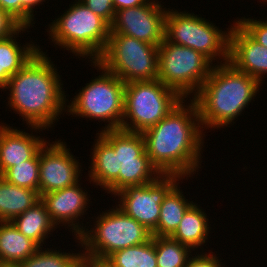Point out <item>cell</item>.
I'll return each instance as SVG.
<instances>
[{
	"label": "cell",
	"instance_id": "obj_16",
	"mask_svg": "<svg viewBox=\"0 0 267 267\" xmlns=\"http://www.w3.org/2000/svg\"><path fill=\"white\" fill-rule=\"evenodd\" d=\"M229 35V60L237 70L257 79L267 77V48L255 41L235 20Z\"/></svg>",
	"mask_w": 267,
	"mask_h": 267
},
{
	"label": "cell",
	"instance_id": "obj_6",
	"mask_svg": "<svg viewBox=\"0 0 267 267\" xmlns=\"http://www.w3.org/2000/svg\"><path fill=\"white\" fill-rule=\"evenodd\" d=\"M112 207L86 218L89 222H86V229L79 236L83 259L103 262L113 252L142 244L152 237L149 230L118 206ZM91 221H94L93 224Z\"/></svg>",
	"mask_w": 267,
	"mask_h": 267
},
{
	"label": "cell",
	"instance_id": "obj_2",
	"mask_svg": "<svg viewBox=\"0 0 267 267\" xmlns=\"http://www.w3.org/2000/svg\"><path fill=\"white\" fill-rule=\"evenodd\" d=\"M43 47L15 75L0 92L8 93L5 104L9 111L21 116L25 126L47 130L66 114L68 95L63 89L62 75ZM56 65V66H55ZM60 116V117H59Z\"/></svg>",
	"mask_w": 267,
	"mask_h": 267
},
{
	"label": "cell",
	"instance_id": "obj_8",
	"mask_svg": "<svg viewBox=\"0 0 267 267\" xmlns=\"http://www.w3.org/2000/svg\"><path fill=\"white\" fill-rule=\"evenodd\" d=\"M183 98L160 80L125 83L120 129L143 133L166 117Z\"/></svg>",
	"mask_w": 267,
	"mask_h": 267
},
{
	"label": "cell",
	"instance_id": "obj_33",
	"mask_svg": "<svg viewBox=\"0 0 267 267\" xmlns=\"http://www.w3.org/2000/svg\"><path fill=\"white\" fill-rule=\"evenodd\" d=\"M81 2L103 18L109 25L112 23L115 15L113 0H81Z\"/></svg>",
	"mask_w": 267,
	"mask_h": 267
},
{
	"label": "cell",
	"instance_id": "obj_4",
	"mask_svg": "<svg viewBox=\"0 0 267 267\" xmlns=\"http://www.w3.org/2000/svg\"><path fill=\"white\" fill-rule=\"evenodd\" d=\"M63 12L45 26L50 45L67 50L76 59L96 61L107 46L110 25L81 1H72Z\"/></svg>",
	"mask_w": 267,
	"mask_h": 267
},
{
	"label": "cell",
	"instance_id": "obj_38",
	"mask_svg": "<svg viewBox=\"0 0 267 267\" xmlns=\"http://www.w3.org/2000/svg\"><path fill=\"white\" fill-rule=\"evenodd\" d=\"M77 267H83V260Z\"/></svg>",
	"mask_w": 267,
	"mask_h": 267
},
{
	"label": "cell",
	"instance_id": "obj_28",
	"mask_svg": "<svg viewBox=\"0 0 267 267\" xmlns=\"http://www.w3.org/2000/svg\"><path fill=\"white\" fill-rule=\"evenodd\" d=\"M157 267H186L194 251L171 237L155 236Z\"/></svg>",
	"mask_w": 267,
	"mask_h": 267
},
{
	"label": "cell",
	"instance_id": "obj_1",
	"mask_svg": "<svg viewBox=\"0 0 267 267\" xmlns=\"http://www.w3.org/2000/svg\"><path fill=\"white\" fill-rule=\"evenodd\" d=\"M142 135L146 153L162 175H179L188 180L189 177L198 176L204 167L202 159L205 157L201 154L205 151L207 134L202 128L193 99H183Z\"/></svg>",
	"mask_w": 267,
	"mask_h": 267
},
{
	"label": "cell",
	"instance_id": "obj_15",
	"mask_svg": "<svg viewBox=\"0 0 267 267\" xmlns=\"http://www.w3.org/2000/svg\"><path fill=\"white\" fill-rule=\"evenodd\" d=\"M13 125L0 123V176L15 164L32 159L48 141L42 135L45 130L49 131L45 128L27 126L29 133Z\"/></svg>",
	"mask_w": 267,
	"mask_h": 267
},
{
	"label": "cell",
	"instance_id": "obj_37",
	"mask_svg": "<svg viewBox=\"0 0 267 267\" xmlns=\"http://www.w3.org/2000/svg\"><path fill=\"white\" fill-rule=\"evenodd\" d=\"M257 2H261L262 4H265V5L267 4V3H265V2H267V0H259V1L257 0Z\"/></svg>",
	"mask_w": 267,
	"mask_h": 267
},
{
	"label": "cell",
	"instance_id": "obj_22",
	"mask_svg": "<svg viewBox=\"0 0 267 267\" xmlns=\"http://www.w3.org/2000/svg\"><path fill=\"white\" fill-rule=\"evenodd\" d=\"M184 180L186 178L179 181L164 197L160 205L158 225L152 236L171 237L178 228L186 210L194 203V200L190 201V197L188 200L184 196L186 192L181 189Z\"/></svg>",
	"mask_w": 267,
	"mask_h": 267
},
{
	"label": "cell",
	"instance_id": "obj_19",
	"mask_svg": "<svg viewBox=\"0 0 267 267\" xmlns=\"http://www.w3.org/2000/svg\"><path fill=\"white\" fill-rule=\"evenodd\" d=\"M194 202L183 215L178 228L171 236L172 239L179 241L190 247L194 252H204L206 244L210 241V233H213L210 217L205 212L206 210ZM206 243V244H205ZM204 246V247H203ZM202 247V248H201ZM204 249V250H203Z\"/></svg>",
	"mask_w": 267,
	"mask_h": 267
},
{
	"label": "cell",
	"instance_id": "obj_31",
	"mask_svg": "<svg viewBox=\"0 0 267 267\" xmlns=\"http://www.w3.org/2000/svg\"><path fill=\"white\" fill-rule=\"evenodd\" d=\"M235 21L258 43L267 48V18H236Z\"/></svg>",
	"mask_w": 267,
	"mask_h": 267
},
{
	"label": "cell",
	"instance_id": "obj_27",
	"mask_svg": "<svg viewBox=\"0 0 267 267\" xmlns=\"http://www.w3.org/2000/svg\"><path fill=\"white\" fill-rule=\"evenodd\" d=\"M118 152L121 161L135 160L145 151V140L142 133L112 129L98 132Z\"/></svg>",
	"mask_w": 267,
	"mask_h": 267
},
{
	"label": "cell",
	"instance_id": "obj_10",
	"mask_svg": "<svg viewBox=\"0 0 267 267\" xmlns=\"http://www.w3.org/2000/svg\"><path fill=\"white\" fill-rule=\"evenodd\" d=\"M124 83L158 79V46L122 34H109L96 60Z\"/></svg>",
	"mask_w": 267,
	"mask_h": 267
},
{
	"label": "cell",
	"instance_id": "obj_25",
	"mask_svg": "<svg viewBox=\"0 0 267 267\" xmlns=\"http://www.w3.org/2000/svg\"><path fill=\"white\" fill-rule=\"evenodd\" d=\"M77 247L76 251L65 252L58 246L54 248L40 247L35 254L24 261H21L15 267H77L83 260L82 245L79 237H73ZM61 250V251H60ZM74 252V253H73ZM76 252V253H75Z\"/></svg>",
	"mask_w": 267,
	"mask_h": 267
},
{
	"label": "cell",
	"instance_id": "obj_21",
	"mask_svg": "<svg viewBox=\"0 0 267 267\" xmlns=\"http://www.w3.org/2000/svg\"><path fill=\"white\" fill-rule=\"evenodd\" d=\"M27 238L33 240L39 247L47 244L46 240L53 237L58 229L50 218L44 203L39 200L31 208L11 221ZM56 230V232H54ZM52 232V233H51Z\"/></svg>",
	"mask_w": 267,
	"mask_h": 267
},
{
	"label": "cell",
	"instance_id": "obj_23",
	"mask_svg": "<svg viewBox=\"0 0 267 267\" xmlns=\"http://www.w3.org/2000/svg\"><path fill=\"white\" fill-rule=\"evenodd\" d=\"M39 200L36 190L10 184L0 176V221H12Z\"/></svg>",
	"mask_w": 267,
	"mask_h": 267
},
{
	"label": "cell",
	"instance_id": "obj_11",
	"mask_svg": "<svg viewBox=\"0 0 267 267\" xmlns=\"http://www.w3.org/2000/svg\"><path fill=\"white\" fill-rule=\"evenodd\" d=\"M182 179L179 175H161L152 183L125 187L113 197L116 206L126 215L153 233L158 225L164 197Z\"/></svg>",
	"mask_w": 267,
	"mask_h": 267
},
{
	"label": "cell",
	"instance_id": "obj_5",
	"mask_svg": "<svg viewBox=\"0 0 267 267\" xmlns=\"http://www.w3.org/2000/svg\"><path fill=\"white\" fill-rule=\"evenodd\" d=\"M87 63H91L97 73L100 72L99 76L92 77L73 98H67L66 115L76 119L85 118L87 121L98 120L99 123L103 121L105 126L102 125L98 132L120 129L124 113L125 83L97 61Z\"/></svg>",
	"mask_w": 267,
	"mask_h": 267
},
{
	"label": "cell",
	"instance_id": "obj_12",
	"mask_svg": "<svg viewBox=\"0 0 267 267\" xmlns=\"http://www.w3.org/2000/svg\"><path fill=\"white\" fill-rule=\"evenodd\" d=\"M50 141L39 151V196L74 185L83 176V164L68 148L66 141Z\"/></svg>",
	"mask_w": 267,
	"mask_h": 267
},
{
	"label": "cell",
	"instance_id": "obj_35",
	"mask_svg": "<svg viewBox=\"0 0 267 267\" xmlns=\"http://www.w3.org/2000/svg\"><path fill=\"white\" fill-rule=\"evenodd\" d=\"M150 0H113L114 10H122L135 6H141L148 3Z\"/></svg>",
	"mask_w": 267,
	"mask_h": 267
},
{
	"label": "cell",
	"instance_id": "obj_17",
	"mask_svg": "<svg viewBox=\"0 0 267 267\" xmlns=\"http://www.w3.org/2000/svg\"><path fill=\"white\" fill-rule=\"evenodd\" d=\"M92 148V149H91ZM90 148L87 178L94 188H102L111 197L119 192L120 164L118 152L97 132ZM96 186V187H95ZM99 186V187H98Z\"/></svg>",
	"mask_w": 267,
	"mask_h": 267
},
{
	"label": "cell",
	"instance_id": "obj_3",
	"mask_svg": "<svg viewBox=\"0 0 267 267\" xmlns=\"http://www.w3.org/2000/svg\"><path fill=\"white\" fill-rule=\"evenodd\" d=\"M261 86L257 79L237 70L229 62L214 65L192 98L197 104L204 132L234 125L246 108L249 109V104L253 105Z\"/></svg>",
	"mask_w": 267,
	"mask_h": 267
},
{
	"label": "cell",
	"instance_id": "obj_26",
	"mask_svg": "<svg viewBox=\"0 0 267 267\" xmlns=\"http://www.w3.org/2000/svg\"><path fill=\"white\" fill-rule=\"evenodd\" d=\"M119 191L128 186H139L156 181L162 174L152 164L146 150L135 160L121 161Z\"/></svg>",
	"mask_w": 267,
	"mask_h": 267
},
{
	"label": "cell",
	"instance_id": "obj_32",
	"mask_svg": "<svg viewBox=\"0 0 267 267\" xmlns=\"http://www.w3.org/2000/svg\"><path fill=\"white\" fill-rule=\"evenodd\" d=\"M207 250L205 252H194V254L189 258L186 267H227L226 262L218 253V256L213 250ZM210 251V252H209ZM196 253V254H195ZM226 265V266H225Z\"/></svg>",
	"mask_w": 267,
	"mask_h": 267
},
{
	"label": "cell",
	"instance_id": "obj_29",
	"mask_svg": "<svg viewBox=\"0 0 267 267\" xmlns=\"http://www.w3.org/2000/svg\"><path fill=\"white\" fill-rule=\"evenodd\" d=\"M1 177L10 184L38 192L39 152L32 158L8 168Z\"/></svg>",
	"mask_w": 267,
	"mask_h": 267
},
{
	"label": "cell",
	"instance_id": "obj_30",
	"mask_svg": "<svg viewBox=\"0 0 267 267\" xmlns=\"http://www.w3.org/2000/svg\"><path fill=\"white\" fill-rule=\"evenodd\" d=\"M48 1L49 0H0V8L8 12L22 26H31L34 28L36 23L35 15H37L38 12L35 10L39 9L40 5L42 6L45 2L48 3Z\"/></svg>",
	"mask_w": 267,
	"mask_h": 267
},
{
	"label": "cell",
	"instance_id": "obj_13",
	"mask_svg": "<svg viewBox=\"0 0 267 267\" xmlns=\"http://www.w3.org/2000/svg\"><path fill=\"white\" fill-rule=\"evenodd\" d=\"M162 0L115 11L110 34H122L159 46L164 41L167 7Z\"/></svg>",
	"mask_w": 267,
	"mask_h": 267
},
{
	"label": "cell",
	"instance_id": "obj_34",
	"mask_svg": "<svg viewBox=\"0 0 267 267\" xmlns=\"http://www.w3.org/2000/svg\"><path fill=\"white\" fill-rule=\"evenodd\" d=\"M22 25L8 12L0 8V39L15 33Z\"/></svg>",
	"mask_w": 267,
	"mask_h": 267
},
{
	"label": "cell",
	"instance_id": "obj_7",
	"mask_svg": "<svg viewBox=\"0 0 267 267\" xmlns=\"http://www.w3.org/2000/svg\"><path fill=\"white\" fill-rule=\"evenodd\" d=\"M170 8L167 9L165 17L164 38L167 41L196 50L214 65L228 62L232 24L222 31L216 23L202 15H195L187 10L181 11L180 8Z\"/></svg>",
	"mask_w": 267,
	"mask_h": 267
},
{
	"label": "cell",
	"instance_id": "obj_20",
	"mask_svg": "<svg viewBox=\"0 0 267 267\" xmlns=\"http://www.w3.org/2000/svg\"><path fill=\"white\" fill-rule=\"evenodd\" d=\"M40 247L22 234L11 221H0V262L15 267Z\"/></svg>",
	"mask_w": 267,
	"mask_h": 267
},
{
	"label": "cell",
	"instance_id": "obj_14",
	"mask_svg": "<svg viewBox=\"0 0 267 267\" xmlns=\"http://www.w3.org/2000/svg\"><path fill=\"white\" fill-rule=\"evenodd\" d=\"M81 181L82 179L74 185L40 196V200L44 203L56 227L61 229L64 226L66 231L68 229L70 235L74 237H79L86 229L85 215L87 217L89 204H92L90 192L88 194L85 190L86 187H82Z\"/></svg>",
	"mask_w": 267,
	"mask_h": 267
},
{
	"label": "cell",
	"instance_id": "obj_36",
	"mask_svg": "<svg viewBox=\"0 0 267 267\" xmlns=\"http://www.w3.org/2000/svg\"><path fill=\"white\" fill-rule=\"evenodd\" d=\"M83 267H108L103 262H97L89 259H83Z\"/></svg>",
	"mask_w": 267,
	"mask_h": 267
},
{
	"label": "cell",
	"instance_id": "obj_18",
	"mask_svg": "<svg viewBox=\"0 0 267 267\" xmlns=\"http://www.w3.org/2000/svg\"><path fill=\"white\" fill-rule=\"evenodd\" d=\"M31 28L32 27L21 26L12 35L0 39V90L8 83L9 79L19 72L40 50V45L33 41V37L32 40L30 38V42H25L23 45L20 42L21 39L19 40L18 38H23L21 35H23L24 32H28L29 34Z\"/></svg>",
	"mask_w": 267,
	"mask_h": 267
},
{
	"label": "cell",
	"instance_id": "obj_24",
	"mask_svg": "<svg viewBox=\"0 0 267 267\" xmlns=\"http://www.w3.org/2000/svg\"><path fill=\"white\" fill-rule=\"evenodd\" d=\"M103 263L108 267H157L155 236L142 244L113 252Z\"/></svg>",
	"mask_w": 267,
	"mask_h": 267
},
{
	"label": "cell",
	"instance_id": "obj_9",
	"mask_svg": "<svg viewBox=\"0 0 267 267\" xmlns=\"http://www.w3.org/2000/svg\"><path fill=\"white\" fill-rule=\"evenodd\" d=\"M214 64L186 46L164 41L158 46V80L183 99H192L209 77Z\"/></svg>",
	"mask_w": 267,
	"mask_h": 267
}]
</instances>
